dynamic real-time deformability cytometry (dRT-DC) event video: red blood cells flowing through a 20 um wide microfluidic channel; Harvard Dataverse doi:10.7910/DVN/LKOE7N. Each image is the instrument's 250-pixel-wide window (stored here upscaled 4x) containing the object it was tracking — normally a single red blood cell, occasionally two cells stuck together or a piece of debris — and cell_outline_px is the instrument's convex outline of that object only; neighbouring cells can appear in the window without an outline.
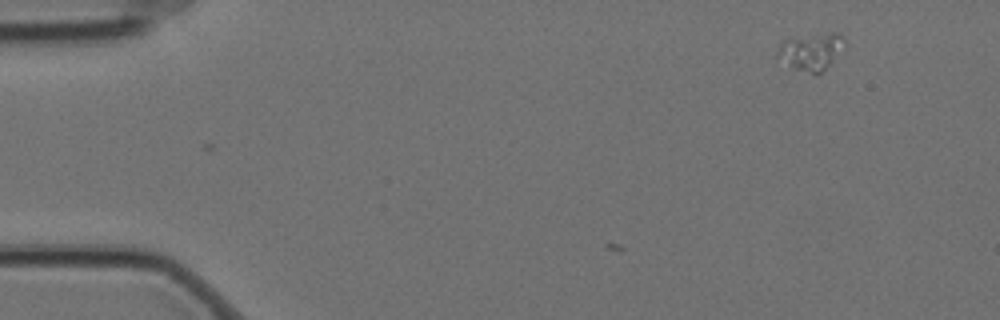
{"species": "Egyptian fruit bat (a non-hibernating species)", "species_latin": "Rousettus aegyptiacus", "temperature_condition": "cold", "stored_images_in_passage": 3, "camera_frame_rate_fps": 3000, "um_per_image_px": 0.085, "animal": {"sex": "female"}, "frame": {"image": 1, "passage_image": 1, "time_ms": 0.0, "image_size_px": [1000, 320], "cell_outline_px": [[844, 44], [832, 60], [820, 72], [812, 72], [792, 68], [776, 56], [776, 48], [784, 40], [832, 32], [836, 32], [844, 40]], "centroid_in_image_um": [68.87, 4.36], "position_along_channel_um": 16.1, "area_um2": 13.64}}